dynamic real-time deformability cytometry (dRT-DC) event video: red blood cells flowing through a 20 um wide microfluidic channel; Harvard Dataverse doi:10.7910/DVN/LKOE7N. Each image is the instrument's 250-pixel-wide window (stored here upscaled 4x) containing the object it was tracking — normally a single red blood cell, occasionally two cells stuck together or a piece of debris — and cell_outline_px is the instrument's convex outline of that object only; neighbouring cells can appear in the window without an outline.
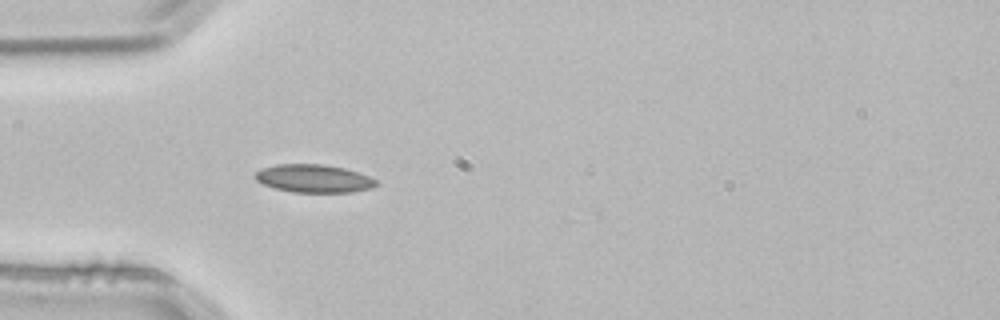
{"species": "common noctule bat (a hibernating species)", "species_latin": "Nyctalus noctula", "temperature_condition": "room temperature", "stored_images_in_passage": 3, "camera_frame_rate_fps": 3000, "um_per_image_px": 0.085, "animal": {"sex": "male", "body_mass_g": 21.5, "forearm_length_mm": 52.0}, "frame": {"image": 1, "passage_image": 3, "time_ms": 0.667, "image_size_px": [1000, 320], "cell_outline_px": [[380, 184], [372, 188], [352, 192], [292, 192], [276, 188], [264, 184], [256, 180], [256, 172], [264, 168], [276, 164], [324, 164], [344, 168], [368, 176], [376, 180]], "centroid_in_image_um": [26.71, 15.17], "position_along_channel_um": 58.3, "area_um2": 19.59}}